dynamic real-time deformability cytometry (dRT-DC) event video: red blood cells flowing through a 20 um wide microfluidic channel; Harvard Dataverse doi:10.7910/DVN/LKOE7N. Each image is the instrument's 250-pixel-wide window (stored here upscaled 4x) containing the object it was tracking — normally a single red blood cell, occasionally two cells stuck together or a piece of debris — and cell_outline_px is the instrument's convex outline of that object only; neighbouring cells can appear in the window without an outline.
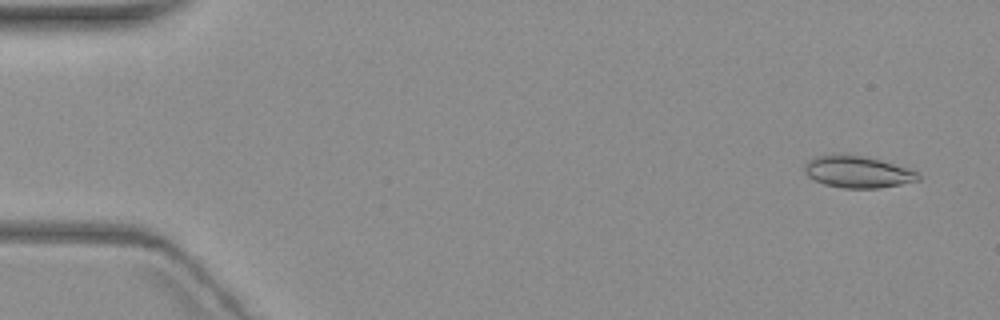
{"species": "common noctule bat (a hibernating species)", "species_latin": "Nyctalus noctula", "temperature_condition": "warm", "stored_images_in_passage": 4, "camera_frame_rate_fps": 3000, "um_per_image_px": 0.085, "animal": {"sex": "female", "body_mass_g": 19.3, "forearm_length_mm": 54.1}, "frame": {"image": 1, "passage_image": 1, "time_ms": 0.0, "image_size_px": [1000, 320], "cell_outline_px": [[920, 180], [900, 184], [876, 188], [844, 188], [824, 184], [808, 176], [804, 172], [804, 164], [808, 160], [816, 156], [860, 156], [880, 160], [908, 168], [916, 172], [920, 176]], "centroid_in_image_um": [72.89, 14.63], "position_along_channel_um": 12.1, "area_um2": 20.46}}
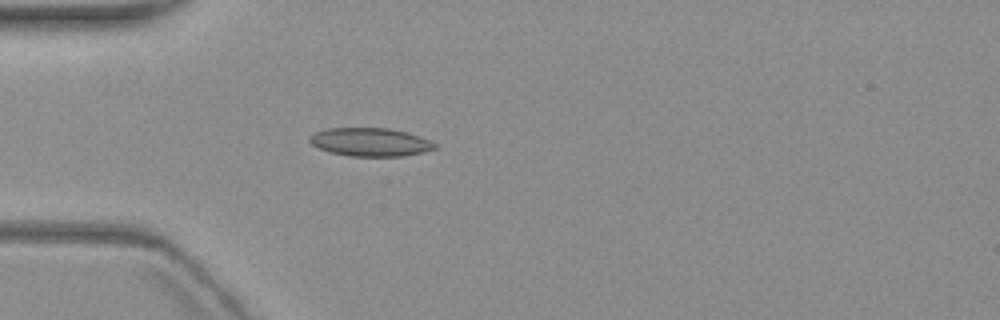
{"frame": {"image": 2, "passage_image": 4, "time_ms": 4.667, "image_size_px": [1000, 320], "cell_outline_px": [[436, 148], [424, 152], [404, 156], [348, 156], [332, 152], [320, 148], [312, 144], [308, 140], [308, 136], [324, 128], [388, 128], [408, 132], [420, 136], [436, 144]], "centroid_in_image_um": [31.47, 12.07], "position_along_channel_um": 53.5, "area_um2": 20.69}}